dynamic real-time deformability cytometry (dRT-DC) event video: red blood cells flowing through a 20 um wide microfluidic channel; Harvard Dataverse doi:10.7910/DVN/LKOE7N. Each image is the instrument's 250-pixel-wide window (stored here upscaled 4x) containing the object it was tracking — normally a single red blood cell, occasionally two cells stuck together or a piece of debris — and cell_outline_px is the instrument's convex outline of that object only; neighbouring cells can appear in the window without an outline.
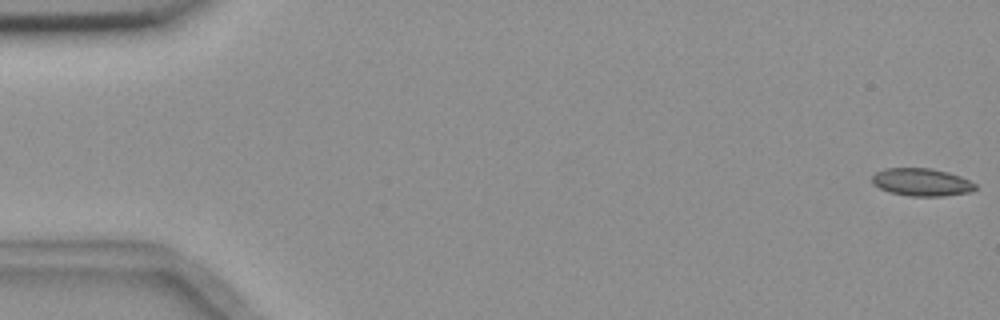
{"species": "common noctule bat (a hibernating species)", "species_latin": "Nyctalus noctula", "temperature_condition": "room temperature", "stored_images_in_passage": 6, "camera_frame_rate_fps": 3000, "um_per_image_px": 0.085, "animal": {"sex": "female", "body_mass_g": 18.4}, "frame": {"image": 1, "passage_image": 1, "time_ms": 0.0, "image_size_px": [1000, 320], "cell_outline_px": [[976, 188], [968, 192], [944, 196], [912, 196], [892, 192], [880, 188], [872, 184], [872, 176], [876, 172], [884, 168], [932, 168], [948, 172], [960, 176], [976, 184]], "centroid_in_image_um": [78.32, 15.47], "position_along_channel_um": 6.7, "area_um2": 16.53}}
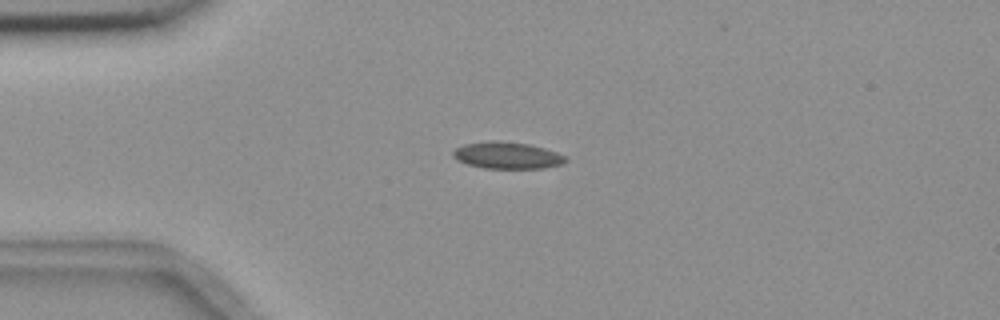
{"frame": {"image": 2, "passage_image": 5, "time_ms": 4.333, "image_size_px": [1000, 320], "cell_outline_px": [[568, 160], [560, 164], [544, 168], [484, 168], [468, 164], [456, 160], [452, 156], [452, 152], [456, 148], [464, 144], [488, 140], [496, 140], [528, 144], [544, 148], [556, 152], [564, 156]], "centroid_in_image_um": [43.06, 13.2], "position_along_channel_um": 41.9, "area_um2": 17.51}}